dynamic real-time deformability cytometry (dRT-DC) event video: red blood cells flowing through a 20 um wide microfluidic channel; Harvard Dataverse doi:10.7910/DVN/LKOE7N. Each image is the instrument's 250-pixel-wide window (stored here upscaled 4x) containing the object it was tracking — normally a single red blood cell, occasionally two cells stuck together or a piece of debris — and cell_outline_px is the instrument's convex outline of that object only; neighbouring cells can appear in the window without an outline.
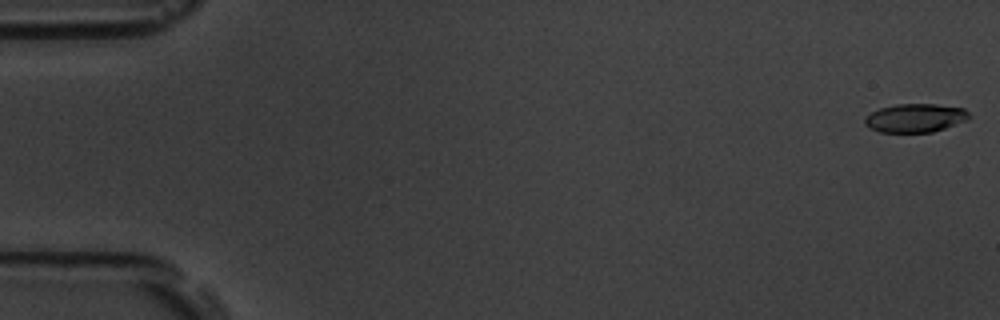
{"species": "common noctule bat (a hibernating species)", "species_latin": "Nyctalus noctula", "temperature_condition": "room temperature", "stored_images_in_passage": 56, "camera_frame_rate_fps": 3000, "um_per_image_px": 0.085, "animal": {"sex": "male", "body_mass_g": 19.5, "forearm_length_mm": 54.6}, "frame": {"image": 1, "passage_image": 1, "time_ms": 0.0, "image_size_px": [1000, 320], "cell_outline_px": [[972, 116], [968, 120], [932, 132], [880, 132], [864, 124], [864, 120], [872, 112], [880, 108], [896, 104], [936, 104], [964, 108]], "centroid_in_image_um": [77.84, 10.02], "position_along_channel_um": 7.2, "area_um2": 17.28}}
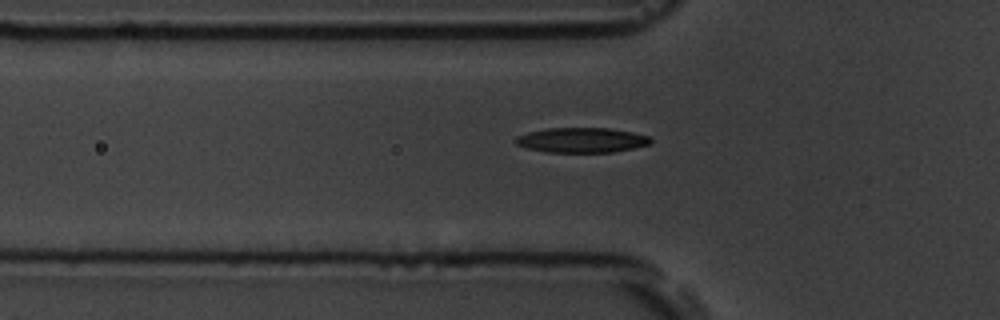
{"frame": {"image": 2, "passage_image": 19, "time_ms": 6.0, "image_size_px": [1000, 320], "cell_outline_px": [[652, 140], [648, 144], [632, 148], [612, 152], [544, 152], [524, 148], [516, 144], [512, 140], [516, 136], [528, 132], [548, 128], [608, 128], [632, 132], [648, 136]], "centroid_in_image_um": [49.35, 11.91], "position_along_channel_um": 76.4, "area_um2": 19.65}}
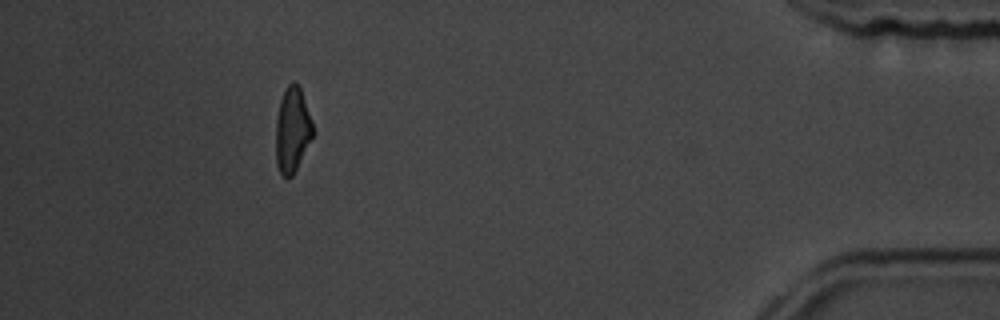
{"frame": {"image": 3, "passage_image": 51, "time_ms": 16.667, "image_size_px": [1000, 320], "cell_outline_px": [[312, 136], [292, 176], [284, 176], [280, 172], [276, 164], [276, 120], [280, 100], [288, 84], [292, 80], [300, 88], [312, 120]], "centroid_in_image_um": [24.82, 11.01], "position_along_channel_um": 410.4, "area_um2": 17.86}, "authors_computed_cell_mechanics": {"area_um2": 18.9584, "velocity_mm_per_s": 3.6716, "shape_relaxation_time_tau1_ms": 2.9241, "shape_relaxation_time_tau2_ms": 4.1248, "deformation_change_tau1": 0.1434, "deformation_change_tau2": 0.1247}}